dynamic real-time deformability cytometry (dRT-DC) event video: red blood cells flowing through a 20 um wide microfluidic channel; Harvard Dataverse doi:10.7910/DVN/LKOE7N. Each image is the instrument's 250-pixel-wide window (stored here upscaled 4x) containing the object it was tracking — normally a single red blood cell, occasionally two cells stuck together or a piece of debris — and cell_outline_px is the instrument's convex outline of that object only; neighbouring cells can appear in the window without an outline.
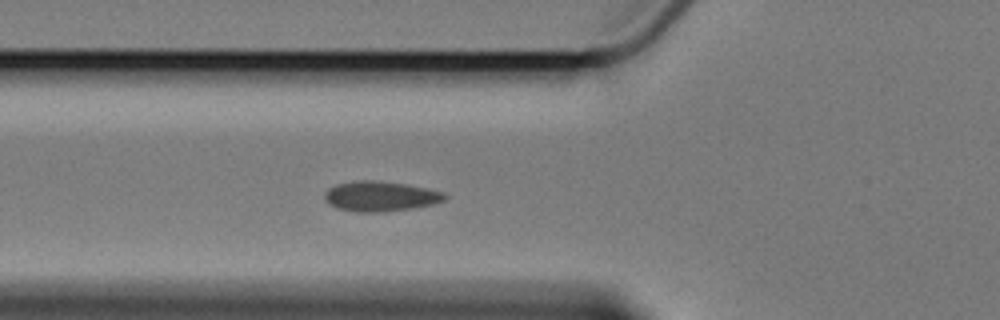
{"species": "Egyptian fruit bat (a non-hibernating species)", "species_latin": "Rousettus aegyptiacus", "temperature_condition": "cold", "stored_images_in_passage": 4, "camera_frame_rate_fps": 3000, "um_per_image_px": 0.085, "animal": {"sex": "female"}, "frame": {"image": 1, "passage_image": 4, "time_ms": 4.333, "image_size_px": [1000, 320], "cell_outline_px": [[448, 196], [444, 200], [436, 204], [416, 208], [384, 212], [356, 212], [336, 208], [328, 204], [324, 200], [324, 192], [328, 188], [336, 184], [356, 180], [372, 180], [408, 184], [428, 188], [444, 192]], "centroid_in_image_um": [32.34, 16.69], "position_along_channel_um": 93.5, "area_um2": 21.56}}